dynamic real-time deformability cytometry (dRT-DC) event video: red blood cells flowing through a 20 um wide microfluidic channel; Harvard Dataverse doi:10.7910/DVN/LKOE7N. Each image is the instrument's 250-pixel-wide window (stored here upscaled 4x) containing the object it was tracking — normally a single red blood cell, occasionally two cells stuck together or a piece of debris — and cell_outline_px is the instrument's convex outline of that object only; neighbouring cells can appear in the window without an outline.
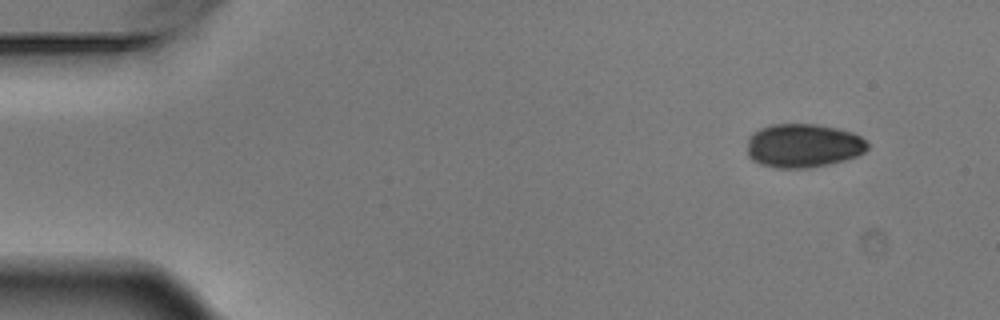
{"species": "Egyptian fruit bat (a non-hibernating species)", "species_latin": "Rousettus aegyptiacus", "temperature_condition": "warm", "stored_images_in_passage": 4, "camera_frame_rate_fps": 3000, "um_per_image_px": 0.085, "animal": {"sex": "male"}, "frame": {"image": 1, "passage_image": 1, "time_ms": 0.0, "image_size_px": [1000, 320], "cell_outline_px": [[868, 148], [864, 152], [856, 156], [844, 160], [828, 164], [808, 168], [780, 168], [760, 164], [752, 160], [748, 156], [748, 136], [760, 128], [772, 124], [816, 124], [836, 128], [852, 132], [860, 136], [868, 144]], "centroid_in_image_um": [68.26, 12.38], "position_along_channel_um": 16.7, "area_um2": 30.69}}
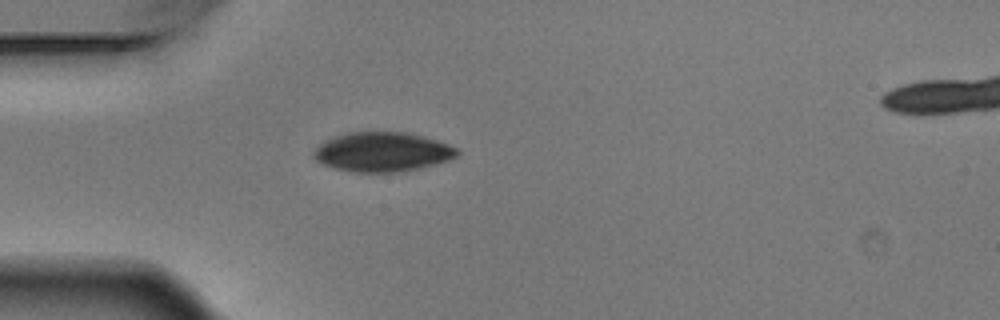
{"frame": {"image": 2, "passage_image": 4, "time_ms": 1.0, "image_size_px": [1000, 320], "cell_outline_px": [[460, 156], [448, 160], [416, 168], [396, 172], [360, 172], [336, 168], [324, 164], [316, 160], [312, 156], [312, 152], [324, 140], [332, 136], [348, 132], [408, 132], [424, 136], [460, 148]], "centroid_in_image_um": [32.51, 12.89], "position_along_channel_um": 52.5, "area_um2": 32.95}}